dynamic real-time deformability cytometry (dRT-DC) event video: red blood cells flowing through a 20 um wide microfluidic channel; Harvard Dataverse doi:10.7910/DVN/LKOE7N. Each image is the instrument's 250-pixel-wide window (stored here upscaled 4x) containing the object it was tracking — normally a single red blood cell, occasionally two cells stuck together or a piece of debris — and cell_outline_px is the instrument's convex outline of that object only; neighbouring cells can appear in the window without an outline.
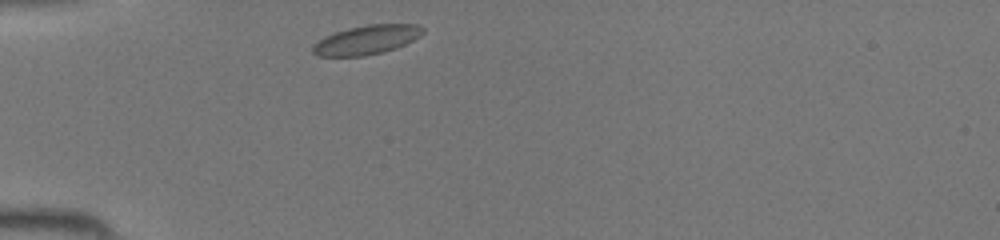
{"species": "common noctule bat (a hibernating species)", "species_latin": "Nyctalus noctula", "temperature_condition": "room temperature", "stored_images_in_passage": 33, "camera_frame_rate_fps": 3000, "um_per_image_px": 0.085, "animal": {"sex": "female", "body_mass_g": 19.5, "forearm_length_mm": 54.1}, "frame": {"image": 1, "passage_image": 1, "time_ms": 0.0, "image_size_px": [1000, 240], "cell_outline_px": [[424, 32], [420, 36], [396, 48], [384, 52], [364, 56], [320, 56], [312, 52], [312, 48], [320, 40], [336, 32], [348, 28], [368, 24], [416, 24], [424, 28]], "centroid_in_image_um": [31.21, 3.38], "position_along_channel_um": 53.8, "area_um2": 18.44}}
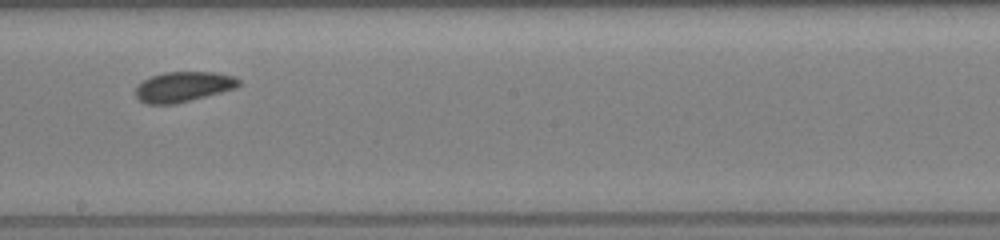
{"frame": {"image": 2, "passage_image": 14, "time_ms": 4.333, "image_size_px": [1000, 240], "cell_outline_px": [[240, 84], [236, 88], [176, 104], [148, 104], [140, 100], [136, 96], [136, 88], [144, 80], [152, 76], [164, 72], [216, 72], [232, 76], [240, 80]], "centroid_in_image_um": [15.59, 7.37], "position_along_channel_um": 232.6, "area_um2": 17.98}}
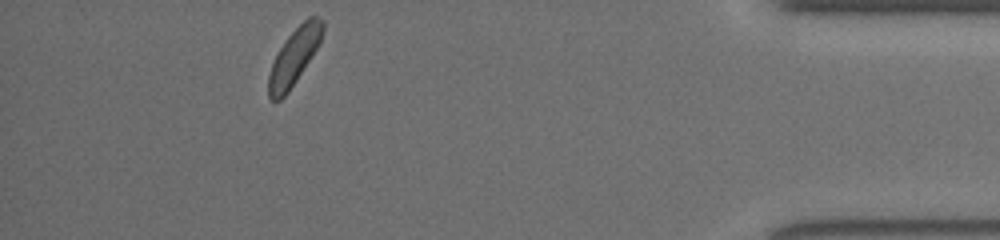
{"frame": {"image": 3, "passage_image": 29, "time_ms": 9.333, "image_size_px": [1000, 240], "cell_outline_px": [[324, 28], [320, 44], [288, 92], [280, 100], [272, 100], [268, 96], [268, 76], [272, 64], [280, 48], [288, 36], [308, 16], [316, 16], [324, 20]], "centroid_in_image_um": [25.02, 4.8], "position_along_channel_um": 410.2, "area_um2": 17.51}}